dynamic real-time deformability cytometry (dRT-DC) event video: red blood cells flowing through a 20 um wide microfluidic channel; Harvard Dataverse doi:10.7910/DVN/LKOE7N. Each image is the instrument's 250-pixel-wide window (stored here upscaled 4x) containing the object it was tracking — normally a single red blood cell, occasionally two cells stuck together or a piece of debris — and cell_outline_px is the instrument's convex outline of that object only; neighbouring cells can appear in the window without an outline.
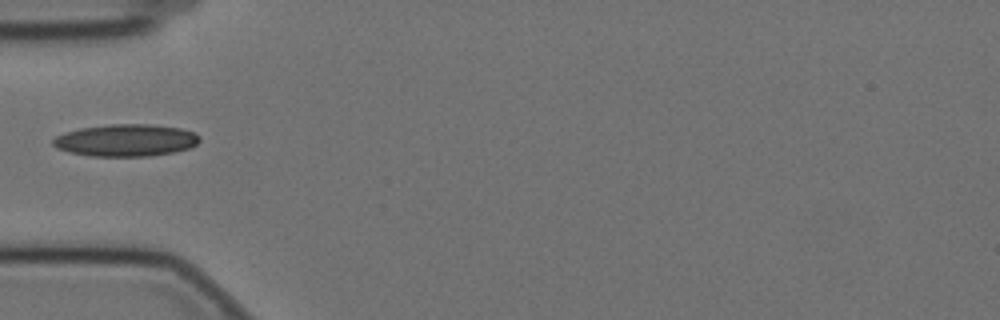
{"species": "Egyptian fruit bat (a non-hibernating species)", "species_latin": "Rousettus aegyptiacus", "temperature_condition": "cold", "stored_images_in_passage": 40, "camera_frame_rate_fps": 3000, "um_per_image_px": 0.085, "animal": {"sex": "female"}, "frame": {"image": 1, "passage_image": 1, "time_ms": 0.0, "image_size_px": [1000, 320], "cell_outline_px": [[200, 140], [196, 144], [188, 148], [176, 152], [148, 156], [92, 156], [72, 152], [56, 148], [52, 144], [52, 140], [56, 136], [64, 132], [80, 128], [108, 124], [152, 124], [180, 128], [196, 132], [200, 136]], "centroid_in_image_um": [10.72, 11.91], "position_along_channel_um": 74.3, "area_um2": 27.57}}
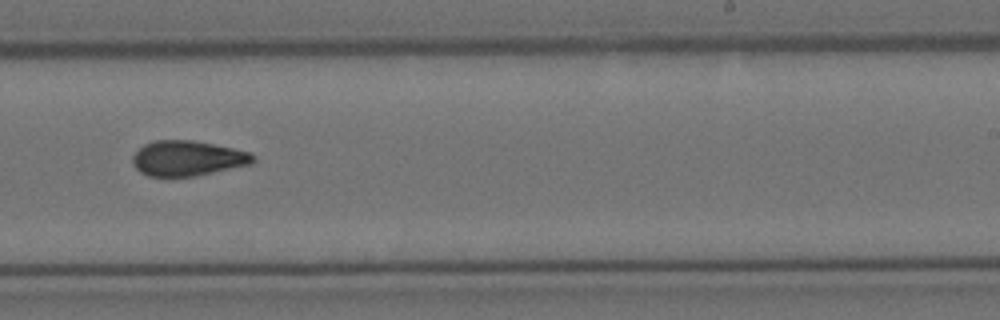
{"frame": {"image": 2, "passage_image": 18, "time_ms": 5.667, "image_size_px": [1000, 320], "cell_outline_px": [[256, 160], [252, 164], [192, 176], [148, 176], [140, 172], [132, 164], [132, 156], [144, 144], [152, 140], [192, 140], [252, 152], [256, 156]], "centroid_in_image_um": [15.95, 13.45], "position_along_channel_um": 273.1, "area_um2": 24.68}}
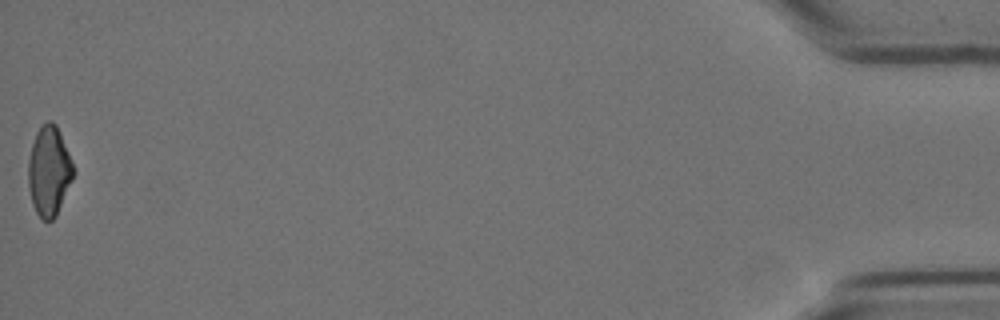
{"frame": {"image": 3, "passage_image": 40, "time_ms": 13.0, "image_size_px": [1000, 320], "cell_outline_px": [[72, 180], [56, 216], [52, 220], [44, 220], [36, 212], [32, 204], [28, 184], [28, 160], [32, 144], [36, 132], [48, 120], [52, 120], [56, 124], [60, 132], [72, 160]], "centroid_in_image_um": [4.15, 14.53], "position_along_channel_um": 431.0, "area_um2": 23.35}}